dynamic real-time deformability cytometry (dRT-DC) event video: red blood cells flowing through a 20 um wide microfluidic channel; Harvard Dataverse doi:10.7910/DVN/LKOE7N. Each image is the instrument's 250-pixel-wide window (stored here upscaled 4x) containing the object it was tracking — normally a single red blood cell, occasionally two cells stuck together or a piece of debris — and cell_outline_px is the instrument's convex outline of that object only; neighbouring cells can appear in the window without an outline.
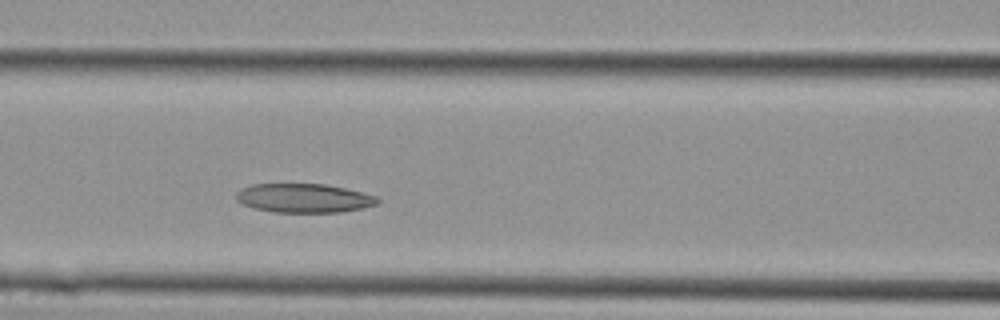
{"species": "Egyptian fruit bat (a non-hibernating species)", "species_latin": "Rousettus aegyptiacus", "temperature_condition": "cold", "stored_images_in_passage": 8, "camera_frame_rate_fps": 3000, "um_per_image_px": 0.085, "animal": {"sex": "female"}, "frame": {"image": 1, "passage_image": 8, "time_ms": 2.333, "image_size_px": [1000, 320], "cell_outline_px": [[380, 200], [376, 204], [364, 208], [340, 212], [276, 212], [256, 208], [244, 204], [236, 200], [236, 192], [240, 188], [252, 184], [324, 184], [344, 188], [376, 196]], "centroid_in_image_um": [25.82, 16.83], "position_along_channel_um": 140.8, "area_um2": 23.7}}